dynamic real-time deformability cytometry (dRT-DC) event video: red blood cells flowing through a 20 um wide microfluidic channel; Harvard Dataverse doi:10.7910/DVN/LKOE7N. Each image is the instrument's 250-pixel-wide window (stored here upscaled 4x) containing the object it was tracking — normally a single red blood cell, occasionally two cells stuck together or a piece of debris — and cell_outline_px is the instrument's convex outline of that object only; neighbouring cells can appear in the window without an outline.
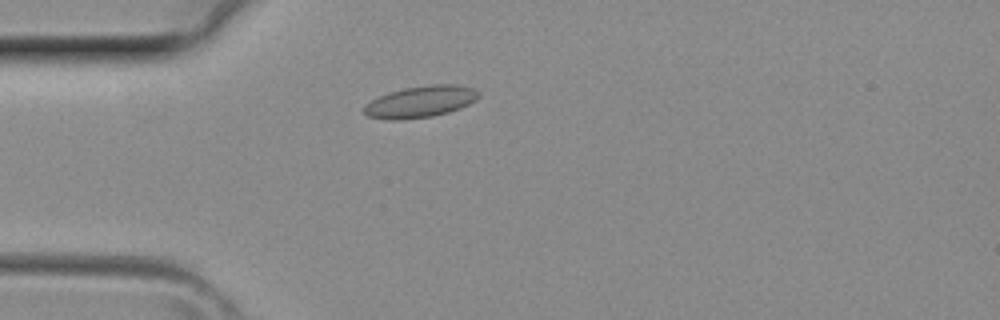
{"species": "common noctule bat (a hibernating species)", "species_latin": "Nyctalus noctula", "temperature_condition": "room temperature", "stored_images_in_passage": 31, "camera_frame_rate_fps": 3000, "um_per_image_px": 0.085, "animal": {"sex": "female", "body_mass_g": 29.2, "forearm_length_mm": 56.3}, "frame": {"image": 1, "passage_image": 2, "time_ms": 0.333, "image_size_px": [1000, 320], "cell_outline_px": [[480, 96], [476, 100], [460, 108], [448, 112], [432, 116], [404, 120], [388, 120], [368, 116], [364, 112], [364, 104], [388, 92], [404, 88], [432, 84], [456, 84], [472, 88], [480, 92]], "centroid_in_image_um": [35.74, 8.64], "position_along_channel_um": 49.3, "area_um2": 21.15}}
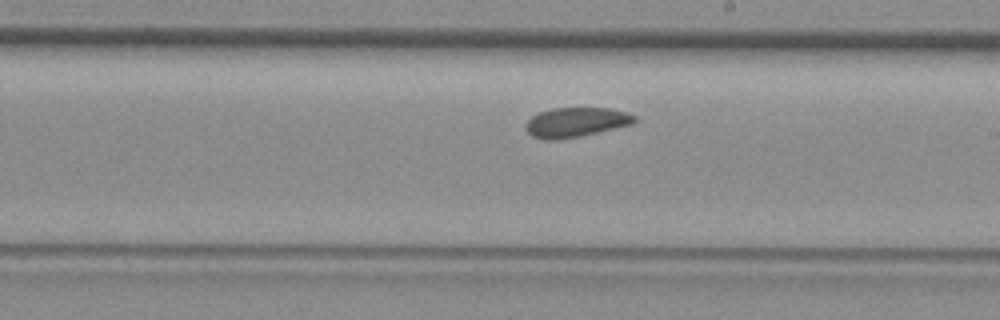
{"frame": {"image": 2, "passage_image": 14, "time_ms": 4.333, "image_size_px": [1000, 320], "cell_outline_px": [[636, 120], [632, 124], [580, 136], [556, 140], [544, 140], [532, 136], [524, 128], [524, 124], [532, 116], [540, 112], [552, 108], [612, 108], [628, 112], [636, 116]], "centroid_in_image_um": [48.94, 10.39], "position_along_channel_um": 240.1, "area_um2": 18.84}}
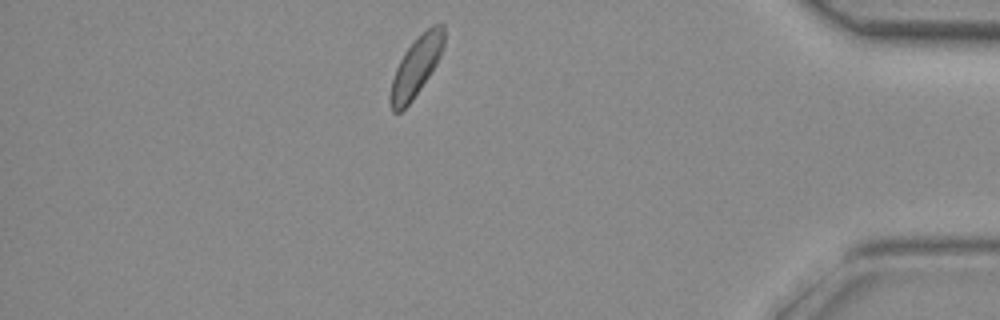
{"frame": {"image": 3, "passage_image": 26, "time_ms": 8.333, "image_size_px": [1000, 320], "cell_outline_px": [[444, 48], [436, 64], [412, 100], [400, 112], [392, 112], [388, 100], [392, 80], [396, 68], [404, 52], [432, 24], [440, 20], [444, 24]], "centroid_in_image_um": [35.38, 5.65], "position_along_channel_um": 399.8, "area_um2": 18.38}}